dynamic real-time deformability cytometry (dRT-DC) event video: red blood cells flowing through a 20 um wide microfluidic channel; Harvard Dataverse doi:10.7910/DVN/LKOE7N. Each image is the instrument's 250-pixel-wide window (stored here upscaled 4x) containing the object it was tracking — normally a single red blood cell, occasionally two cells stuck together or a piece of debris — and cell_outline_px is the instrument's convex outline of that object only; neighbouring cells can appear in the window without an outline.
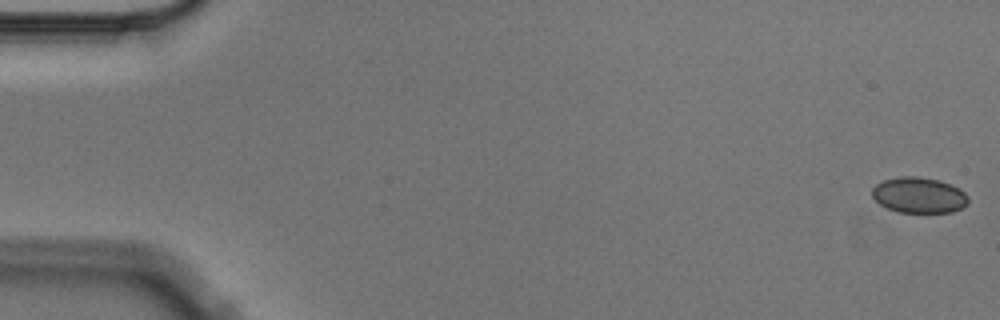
{"species": "Egyptian fruit bat (a non-hibernating species)", "species_latin": "Rousettus aegyptiacus", "temperature_condition": "cold", "stored_images_in_passage": 6, "camera_frame_rate_fps": 3000, "um_per_image_px": 0.085, "animal": {"sex": "male"}, "frame": {"image": 1, "passage_image": 1, "time_ms": 0.0, "image_size_px": [1000, 320], "cell_outline_px": [[968, 204], [964, 208], [952, 212], [896, 212], [880, 204], [872, 196], [872, 188], [876, 184], [884, 180], [900, 176], [916, 176], [940, 180], [960, 188], [968, 196]], "centroid_in_image_um": [78.14, 16.59], "position_along_channel_um": 6.9, "area_um2": 20.17}}
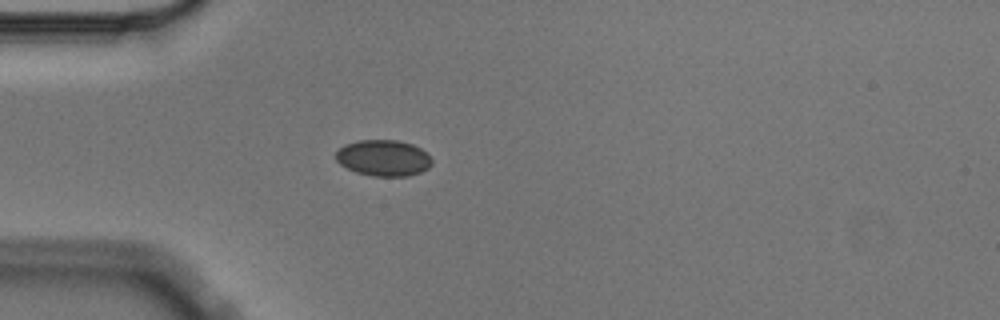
{"frame": {"image": 2, "passage_image": 5, "time_ms": 1.333, "image_size_px": [1000, 320], "cell_outline_px": [[432, 164], [428, 168], [420, 172], [408, 176], [372, 176], [356, 172], [340, 164], [336, 160], [336, 152], [344, 144], [360, 140], [396, 140], [412, 144], [420, 148], [432, 160]], "centroid_in_image_um": [32.58, 13.43], "position_along_channel_um": 52.4, "area_um2": 20.11}}